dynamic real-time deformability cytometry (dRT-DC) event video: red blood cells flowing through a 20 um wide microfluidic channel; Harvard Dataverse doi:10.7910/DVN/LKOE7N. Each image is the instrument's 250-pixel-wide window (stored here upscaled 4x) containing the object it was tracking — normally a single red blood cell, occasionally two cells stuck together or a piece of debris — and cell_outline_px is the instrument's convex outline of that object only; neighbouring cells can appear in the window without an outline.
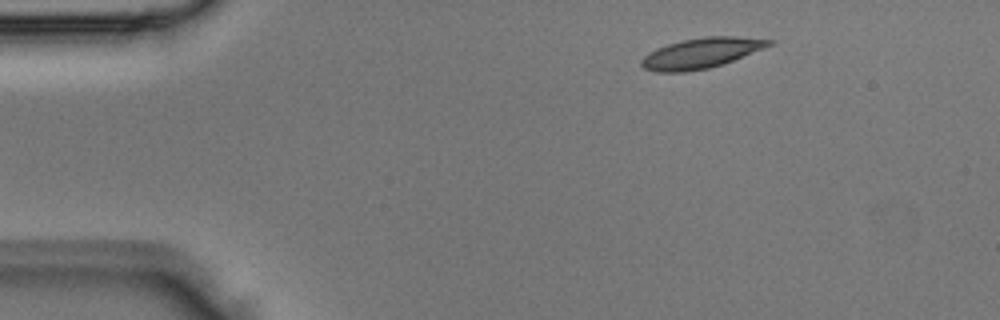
{"species": "Egyptian fruit bat (a non-hibernating species)", "species_latin": "Rousettus aegyptiacus", "temperature_condition": "room temperature", "stored_images_in_passage": 3, "segment_of_instrument_passage": [2, 2], "camera_frame_rate_fps": 3000, "um_per_image_px": 0.085, "animal": {"sex": "male"}, "frame": {"image": 1, "passage_image": 3, "time_ms": 0.667, "image_size_px": [1000, 320], "cell_outline_px": [[776, 40], [772, 44], [724, 64], [708, 68], [684, 72], [656, 72], [644, 68], [640, 64], [640, 60], [648, 52], [656, 48], [668, 44], [684, 40], [704, 36], [736, 36]], "centroid_in_image_um": [59.58, 4.51], "position_along_channel_um": 25.4, "area_um2": 22.48}}